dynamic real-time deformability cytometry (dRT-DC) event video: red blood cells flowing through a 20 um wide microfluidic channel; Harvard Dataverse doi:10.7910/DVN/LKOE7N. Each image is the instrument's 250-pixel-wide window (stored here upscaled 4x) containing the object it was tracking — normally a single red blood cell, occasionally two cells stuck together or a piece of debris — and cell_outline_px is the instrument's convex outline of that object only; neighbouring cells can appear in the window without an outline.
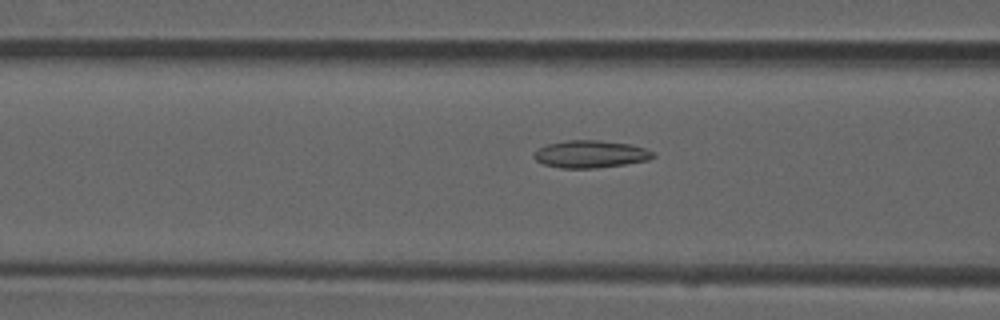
{"species": "common noctule bat (a hibernating species)", "species_latin": "Nyctalus noctula", "temperature_condition": "room temperature", "stored_images_in_passage": 53, "camera_frame_rate_fps": 3000, "um_per_image_px": 0.085, "animal": {"sex": "male", "forearm_length_mm": 52.5}, "frame": {"image": 1, "passage_image": 22, "time_ms": 7.0, "image_size_px": [1000, 320], "cell_outline_px": [[656, 156], [648, 160], [624, 164], [596, 168], [560, 168], [544, 164], [536, 160], [532, 156], [540, 148], [548, 144], [564, 140], [600, 140], [632, 144], [644, 148], [652, 152]], "centroid_in_image_um": [50.2, 13.09], "position_along_channel_um": 116.4, "area_um2": 18.96}}
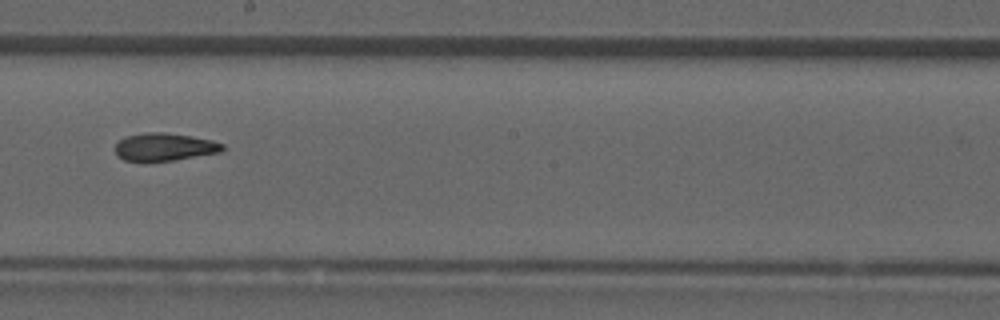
{"frame": {"image": 2, "passage_image": 31, "time_ms": 10.0, "image_size_px": [1000, 320], "cell_outline_px": [[224, 148], [220, 152], [172, 160], [144, 164], [124, 160], [116, 156], [116, 144], [120, 140], [128, 136], [144, 132], [164, 132], [192, 136], [212, 140], [224, 144]], "centroid_in_image_um": [13.93, 12.52], "position_along_channel_um": 234.3, "area_um2": 17.74}}
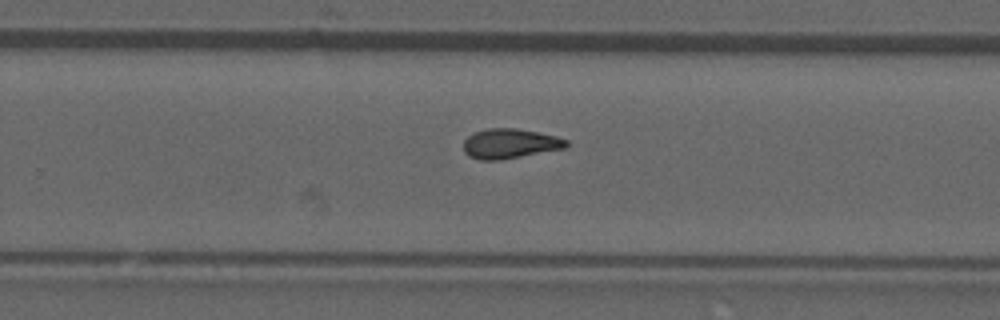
{"frame": {"image": 3, "passage_image": 35, "time_ms": 11.333, "image_size_px": [1000, 320], "cell_outline_px": [[568, 144], [564, 148], [500, 160], [480, 160], [468, 156], [464, 152], [464, 140], [472, 132], [488, 128], [516, 128], [556, 136], [568, 140]], "centroid_in_image_um": [43.3, 12.2], "position_along_channel_um": 286.5, "area_um2": 17.8}}